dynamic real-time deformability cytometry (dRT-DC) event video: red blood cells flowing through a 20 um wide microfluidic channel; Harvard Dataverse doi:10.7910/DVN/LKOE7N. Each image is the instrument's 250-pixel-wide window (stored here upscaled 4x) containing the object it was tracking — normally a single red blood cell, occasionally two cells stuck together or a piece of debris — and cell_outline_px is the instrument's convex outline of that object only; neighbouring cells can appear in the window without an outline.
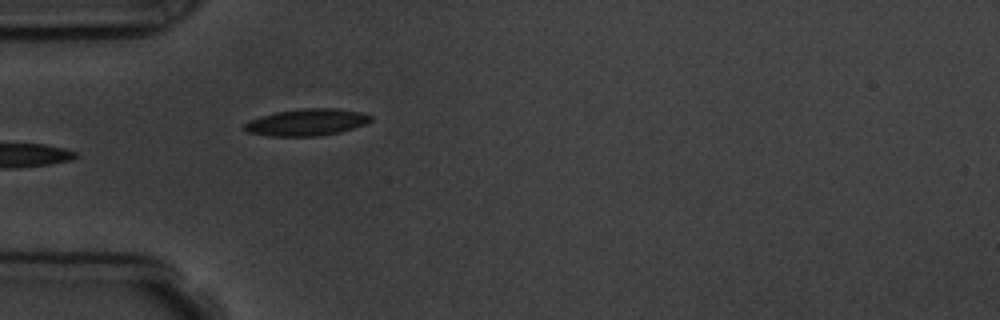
{"species": "common noctule bat (a hibernating species)", "species_latin": "Nyctalus noctula", "temperature_condition": "room temperature", "stored_images_in_passage": 6, "camera_frame_rate_fps": 3000, "um_per_image_px": 0.085, "animal": {"sex": "male", "body_mass_g": 19.5, "forearm_length_mm": 54.6}, "frame": {"image": 1, "passage_image": 6, "time_ms": 5.667, "image_size_px": [1000, 320], "cell_outline_px": [[372, 120], [364, 124], [340, 132], [316, 136], [272, 136], [248, 132], [244, 128], [244, 124], [248, 120], [260, 116], [276, 112], [304, 108], [336, 108], [360, 112], [372, 116]], "centroid_in_image_um": [26.06, 10.39], "position_along_channel_um": 58.9, "area_um2": 19.59}}